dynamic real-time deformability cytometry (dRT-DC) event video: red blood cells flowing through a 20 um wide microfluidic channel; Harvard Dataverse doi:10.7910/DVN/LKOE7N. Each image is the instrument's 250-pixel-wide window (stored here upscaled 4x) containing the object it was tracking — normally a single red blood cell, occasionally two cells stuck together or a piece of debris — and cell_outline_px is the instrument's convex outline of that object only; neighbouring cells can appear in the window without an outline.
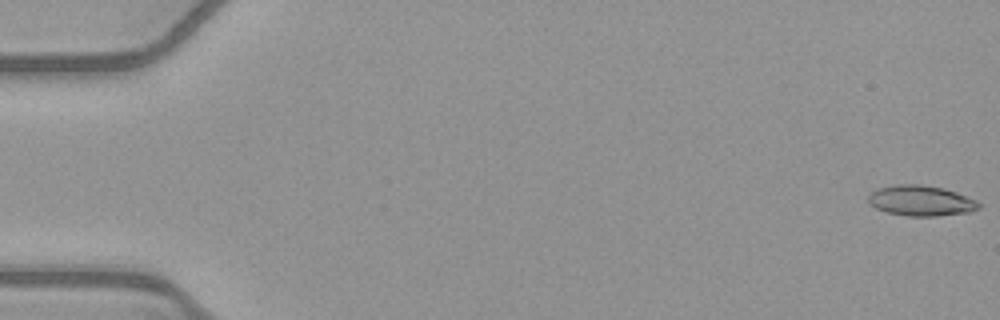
{"species": "common noctule bat (a hibernating species)", "species_latin": "Nyctalus noctula", "temperature_condition": "warm", "stored_images_in_passage": 35, "camera_frame_rate_fps": 3000, "um_per_image_px": 0.085, "animal": {"sex": "female", "body_mass_g": 21.9}, "frame": {"image": 1, "passage_image": 1, "time_ms": 0.0, "image_size_px": [1000, 320], "cell_outline_px": [[980, 208], [968, 212], [936, 216], [908, 216], [888, 212], [876, 208], [868, 200], [868, 196], [872, 192], [880, 188], [892, 184], [920, 184], [944, 188], [956, 192], [976, 200], [980, 204]], "centroid_in_image_um": [78.29, 17.05], "position_along_channel_um": 6.7, "area_um2": 19.48}}
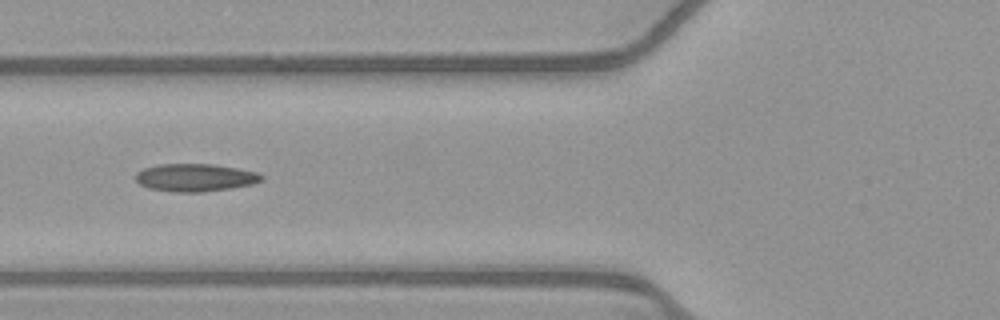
{"frame": {"image": 2, "passage_image": 21, "time_ms": 6.667, "image_size_px": [1000, 320], "cell_outline_px": [[264, 180], [252, 184], [232, 188], [200, 192], [176, 192], [148, 188], [140, 184], [136, 180], [136, 172], [144, 168], [160, 164], [212, 164], [236, 168], [256, 172], [264, 176]], "centroid_in_image_um": [16.6, 15.09], "position_along_channel_um": 109.2, "area_um2": 20.29}}
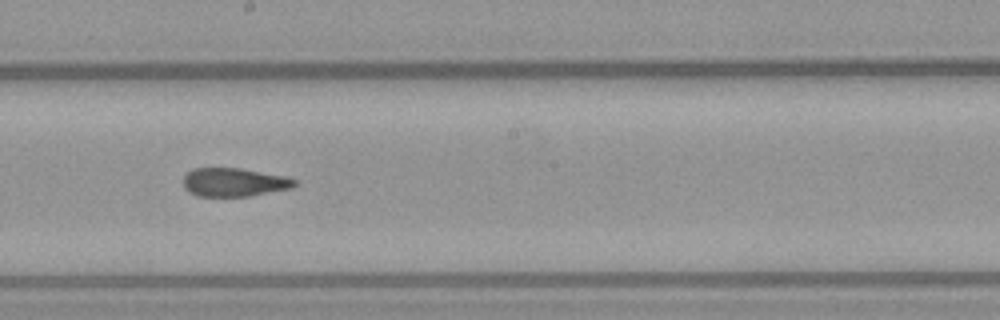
{"frame": {"image": 3, "passage_image": 30, "time_ms": 9.667, "image_size_px": [1000, 320], "cell_outline_px": [[296, 184], [292, 188], [252, 196], [196, 196], [188, 192], [184, 188], [184, 176], [192, 168], [240, 168], [284, 176], [296, 180]], "centroid_in_image_um": [19.88, 15.5], "position_along_channel_um": 228.3, "area_um2": 18.55}}